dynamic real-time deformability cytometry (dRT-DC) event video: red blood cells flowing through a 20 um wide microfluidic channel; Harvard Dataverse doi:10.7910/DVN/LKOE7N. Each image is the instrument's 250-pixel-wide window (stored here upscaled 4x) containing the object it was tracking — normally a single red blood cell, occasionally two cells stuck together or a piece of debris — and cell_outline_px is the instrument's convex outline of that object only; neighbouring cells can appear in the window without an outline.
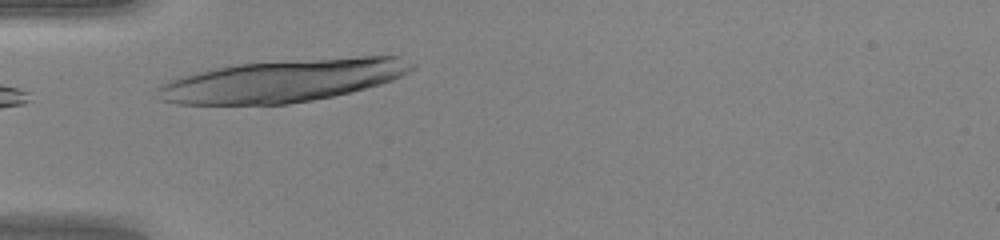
{"species": "human", "species_latin": "Homo sapiens", "temperature_condition": "warm", "stored_images_in_passage": 4, "camera_frame_rate_fps": 3000, "um_per_image_px": 0.085, "donor": {"sex": "female"}, "frame": {"image": 1, "passage_image": 1, "time_ms": 0.0, "image_size_px": [1000, 240], "cell_outline_px": [[416, 68], [392, 80], [380, 84], [352, 92], [312, 100], [288, 104], [176, 104], [160, 100], [156, 88], [160, 84], [176, 76], [216, 68], [240, 64], [360, 56], [396, 56], [416, 64]], "centroid_in_image_um": [24.02, 6.86], "position_along_channel_um": 61.0, "area_um2": 62.6}}
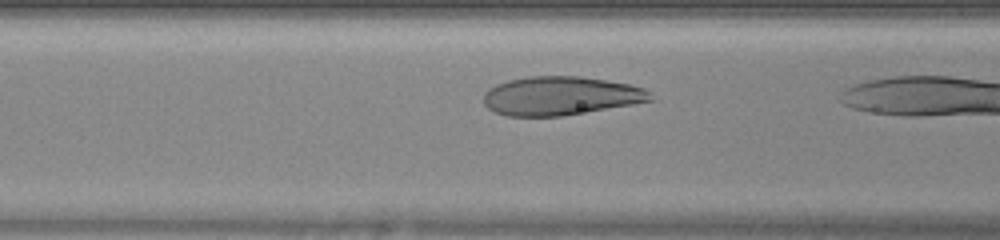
{"frame": {"image": 2, "passage_image": 3, "time_ms": 0.667, "image_size_px": [1000, 240], "cell_outline_px": [[656, 100], [560, 116], [508, 116], [496, 112], [488, 108], [484, 104], [484, 92], [488, 88], [496, 84], [508, 80], [528, 76], [580, 76], [628, 84], [644, 88]], "centroid_in_image_um": [47.62, 8.14], "position_along_channel_um": 119.0, "area_um2": 37.45}}